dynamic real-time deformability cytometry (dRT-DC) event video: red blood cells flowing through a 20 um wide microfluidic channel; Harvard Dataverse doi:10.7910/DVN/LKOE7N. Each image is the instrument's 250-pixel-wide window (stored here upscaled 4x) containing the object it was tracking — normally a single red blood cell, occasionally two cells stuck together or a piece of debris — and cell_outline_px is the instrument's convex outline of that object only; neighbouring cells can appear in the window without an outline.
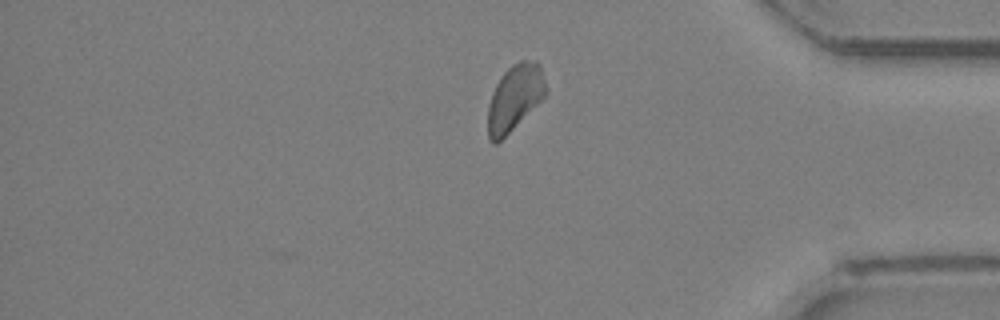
{"species": "Egyptian fruit bat (a non-hibernating species)", "species_latin": "Rousettus aegyptiacus", "temperature_condition": "room temperature", "stored_images_in_passage": 28, "camera_frame_rate_fps": 3000, "um_per_image_px": 0.085, "animal": {"sex": "female"}, "frame": {"image": 1, "passage_image": 28, "time_ms": 9.0, "image_size_px": [1000, 320], "cell_outline_px": [[548, 92], [496, 144], [492, 144], [488, 140], [488, 108], [492, 92], [496, 84], [504, 72], [512, 64], [520, 60], [536, 60], [540, 64], [548, 88]], "centroid_in_image_um": [43.75, 8.26], "position_along_channel_um": 391.4, "area_um2": 22.02}}